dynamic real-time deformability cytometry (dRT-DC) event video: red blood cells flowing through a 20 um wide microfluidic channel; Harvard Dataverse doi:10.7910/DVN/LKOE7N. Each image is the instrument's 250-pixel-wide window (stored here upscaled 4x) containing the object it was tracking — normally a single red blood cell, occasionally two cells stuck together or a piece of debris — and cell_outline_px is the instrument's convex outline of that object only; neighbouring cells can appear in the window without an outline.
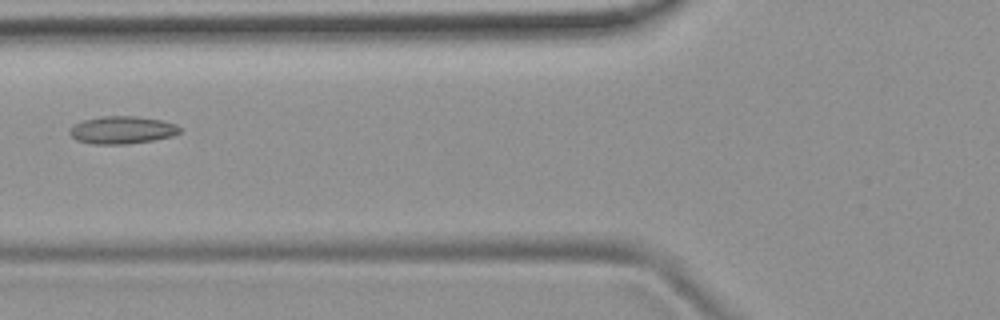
{"species": "common noctule bat (a hibernating species)", "species_latin": "Nyctalus noctula", "temperature_condition": "room temperature", "stored_images_in_passage": 4, "camera_frame_rate_fps": 3000, "um_per_image_px": 0.085, "animal": {"sex": "female", "body_mass_g": 19.9}, "frame": {"image": 1, "passage_image": 3, "time_ms": 3.333, "image_size_px": [1000, 320], "cell_outline_px": [[180, 132], [172, 136], [152, 140], [128, 144], [92, 144], [76, 140], [68, 132], [76, 124], [84, 120], [100, 116], [136, 116], [160, 120], [176, 124], [180, 128]], "centroid_in_image_um": [10.38, 11.05], "position_along_channel_um": 115.4, "area_um2": 17.57}}
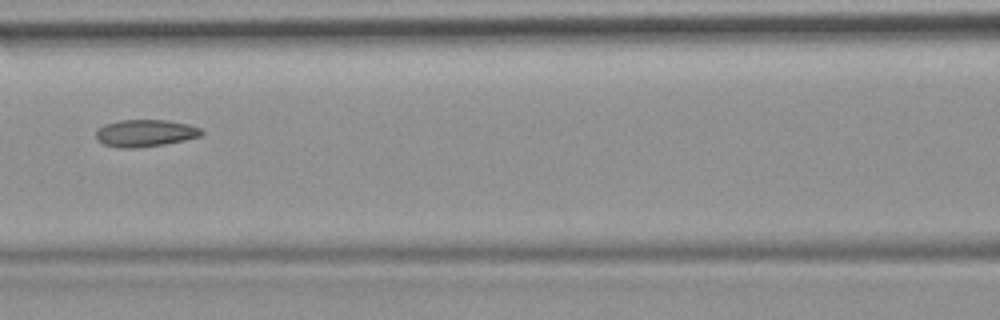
{"frame": {"image": 2, "passage_image": 4, "time_ms": 4.333, "image_size_px": [1000, 320], "cell_outline_px": [[204, 132], [200, 136], [184, 140], [164, 144], [136, 148], [120, 148], [104, 144], [96, 140], [96, 128], [104, 124], [120, 120], [168, 120], [188, 124], [200, 128]], "centroid_in_image_um": [12.31, 11.31], "position_along_channel_um": 154.3, "area_um2": 16.76}}